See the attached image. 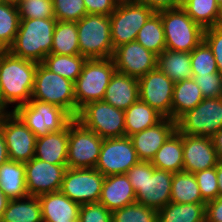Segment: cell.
I'll return each instance as SVG.
<instances>
[{
	"label": "cell",
	"mask_w": 222,
	"mask_h": 222,
	"mask_svg": "<svg viewBox=\"0 0 222 222\" xmlns=\"http://www.w3.org/2000/svg\"><path fill=\"white\" fill-rule=\"evenodd\" d=\"M125 174L137 203L158 211L171 202L172 172L155 168L150 161H139Z\"/></svg>",
	"instance_id": "6da1fadb"
},
{
	"label": "cell",
	"mask_w": 222,
	"mask_h": 222,
	"mask_svg": "<svg viewBox=\"0 0 222 222\" xmlns=\"http://www.w3.org/2000/svg\"><path fill=\"white\" fill-rule=\"evenodd\" d=\"M36 62L12 55L6 50L0 59V87L8 105L14 109L27 104L34 88Z\"/></svg>",
	"instance_id": "7a4b0ae2"
},
{
	"label": "cell",
	"mask_w": 222,
	"mask_h": 222,
	"mask_svg": "<svg viewBox=\"0 0 222 222\" xmlns=\"http://www.w3.org/2000/svg\"><path fill=\"white\" fill-rule=\"evenodd\" d=\"M56 23L55 18L20 19L15 40L8 51L16 57L42 63L51 54Z\"/></svg>",
	"instance_id": "3957f363"
},
{
	"label": "cell",
	"mask_w": 222,
	"mask_h": 222,
	"mask_svg": "<svg viewBox=\"0 0 222 222\" xmlns=\"http://www.w3.org/2000/svg\"><path fill=\"white\" fill-rule=\"evenodd\" d=\"M115 71L112 58L87 59L74 83L76 117L86 104L104 99L106 88Z\"/></svg>",
	"instance_id": "277c9868"
},
{
	"label": "cell",
	"mask_w": 222,
	"mask_h": 222,
	"mask_svg": "<svg viewBox=\"0 0 222 222\" xmlns=\"http://www.w3.org/2000/svg\"><path fill=\"white\" fill-rule=\"evenodd\" d=\"M158 13L164 28L166 49L191 53L204 40L205 29L182 8Z\"/></svg>",
	"instance_id": "5b68a950"
},
{
	"label": "cell",
	"mask_w": 222,
	"mask_h": 222,
	"mask_svg": "<svg viewBox=\"0 0 222 222\" xmlns=\"http://www.w3.org/2000/svg\"><path fill=\"white\" fill-rule=\"evenodd\" d=\"M80 55L87 59L112 58L110 16L86 14L77 21Z\"/></svg>",
	"instance_id": "8992f818"
},
{
	"label": "cell",
	"mask_w": 222,
	"mask_h": 222,
	"mask_svg": "<svg viewBox=\"0 0 222 222\" xmlns=\"http://www.w3.org/2000/svg\"><path fill=\"white\" fill-rule=\"evenodd\" d=\"M31 100L52 103L76 118L74 82L37 64Z\"/></svg>",
	"instance_id": "52a82bcc"
},
{
	"label": "cell",
	"mask_w": 222,
	"mask_h": 222,
	"mask_svg": "<svg viewBox=\"0 0 222 222\" xmlns=\"http://www.w3.org/2000/svg\"><path fill=\"white\" fill-rule=\"evenodd\" d=\"M14 113L33 132L36 138L63 130L74 118L52 103L30 100L13 109Z\"/></svg>",
	"instance_id": "ba28073f"
},
{
	"label": "cell",
	"mask_w": 222,
	"mask_h": 222,
	"mask_svg": "<svg viewBox=\"0 0 222 222\" xmlns=\"http://www.w3.org/2000/svg\"><path fill=\"white\" fill-rule=\"evenodd\" d=\"M84 127L103 139L125 136L124 110L102 101H94L82 107L75 118Z\"/></svg>",
	"instance_id": "9c48e42d"
},
{
	"label": "cell",
	"mask_w": 222,
	"mask_h": 222,
	"mask_svg": "<svg viewBox=\"0 0 222 222\" xmlns=\"http://www.w3.org/2000/svg\"><path fill=\"white\" fill-rule=\"evenodd\" d=\"M154 13L149 7L133 0H120L110 15V32L113 48L134 42L139 30Z\"/></svg>",
	"instance_id": "30bf717a"
},
{
	"label": "cell",
	"mask_w": 222,
	"mask_h": 222,
	"mask_svg": "<svg viewBox=\"0 0 222 222\" xmlns=\"http://www.w3.org/2000/svg\"><path fill=\"white\" fill-rule=\"evenodd\" d=\"M221 128L222 97L204 98L176 121V130L183 135L211 138Z\"/></svg>",
	"instance_id": "8fae6325"
},
{
	"label": "cell",
	"mask_w": 222,
	"mask_h": 222,
	"mask_svg": "<svg viewBox=\"0 0 222 222\" xmlns=\"http://www.w3.org/2000/svg\"><path fill=\"white\" fill-rule=\"evenodd\" d=\"M103 138L75 118L68 124L67 168H95Z\"/></svg>",
	"instance_id": "7c38bea8"
},
{
	"label": "cell",
	"mask_w": 222,
	"mask_h": 222,
	"mask_svg": "<svg viewBox=\"0 0 222 222\" xmlns=\"http://www.w3.org/2000/svg\"><path fill=\"white\" fill-rule=\"evenodd\" d=\"M104 179L95 168H67L60 191L79 205L98 203Z\"/></svg>",
	"instance_id": "4fadbf2b"
},
{
	"label": "cell",
	"mask_w": 222,
	"mask_h": 222,
	"mask_svg": "<svg viewBox=\"0 0 222 222\" xmlns=\"http://www.w3.org/2000/svg\"><path fill=\"white\" fill-rule=\"evenodd\" d=\"M139 161L130 137L107 138L103 139L95 169L105 177L125 174Z\"/></svg>",
	"instance_id": "5bb4252c"
},
{
	"label": "cell",
	"mask_w": 222,
	"mask_h": 222,
	"mask_svg": "<svg viewBox=\"0 0 222 222\" xmlns=\"http://www.w3.org/2000/svg\"><path fill=\"white\" fill-rule=\"evenodd\" d=\"M9 160L28 162L35 157L36 136L15 114L0 119Z\"/></svg>",
	"instance_id": "9a60e30c"
},
{
	"label": "cell",
	"mask_w": 222,
	"mask_h": 222,
	"mask_svg": "<svg viewBox=\"0 0 222 222\" xmlns=\"http://www.w3.org/2000/svg\"><path fill=\"white\" fill-rule=\"evenodd\" d=\"M139 99L164 118H171V104L175 83L158 68L138 79Z\"/></svg>",
	"instance_id": "2e32d148"
},
{
	"label": "cell",
	"mask_w": 222,
	"mask_h": 222,
	"mask_svg": "<svg viewBox=\"0 0 222 222\" xmlns=\"http://www.w3.org/2000/svg\"><path fill=\"white\" fill-rule=\"evenodd\" d=\"M67 165L51 164L33 157L25 162L27 192L32 196L60 191Z\"/></svg>",
	"instance_id": "e0dca14e"
},
{
	"label": "cell",
	"mask_w": 222,
	"mask_h": 222,
	"mask_svg": "<svg viewBox=\"0 0 222 222\" xmlns=\"http://www.w3.org/2000/svg\"><path fill=\"white\" fill-rule=\"evenodd\" d=\"M112 59L116 71L136 79L157 68V55L136 41L115 48Z\"/></svg>",
	"instance_id": "ac0fdd59"
},
{
	"label": "cell",
	"mask_w": 222,
	"mask_h": 222,
	"mask_svg": "<svg viewBox=\"0 0 222 222\" xmlns=\"http://www.w3.org/2000/svg\"><path fill=\"white\" fill-rule=\"evenodd\" d=\"M218 161L210 137L183 135V171L199 172L216 167Z\"/></svg>",
	"instance_id": "d6986e66"
},
{
	"label": "cell",
	"mask_w": 222,
	"mask_h": 222,
	"mask_svg": "<svg viewBox=\"0 0 222 222\" xmlns=\"http://www.w3.org/2000/svg\"><path fill=\"white\" fill-rule=\"evenodd\" d=\"M176 131V121L163 118L156 125L130 136L140 161H152L156 152Z\"/></svg>",
	"instance_id": "ffe728a7"
},
{
	"label": "cell",
	"mask_w": 222,
	"mask_h": 222,
	"mask_svg": "<svg viewBox=\"0 0 222 222\" xmlns=\"http://www.w3.org/2000/svg\"><path fill=\"white\" fill-rule=\"evenodd\" d=\"M43 222H78L81 205L61 191L38 196Z\"/></svg>",
	"instance_id": "44dd1931"
},
{
	"label": "cell",
	"mask_w": 222,
	"mask_h": 222,
	"mask_svg": "<svg viewBox=\"0 0 222 222\" xmlns=\"http://www.w3.org/2000/svg\"><path fill=\"white\" fill-rule=\"evenodd\" d=\"M136 202V193L126 174L106 176L99 203L111 212Z\"/></svg>",
	"instance_id": "7402d4cb"
},
{
	"label": "cell",
	"mask_w": 222,
	"mask_h": 222,
	"mask_svg": "<svg viewBox=\"0 0 222 222\" xmlns=\"http://www.w3.org/2000/svg\"><path fill=\"white\" fill-rule=\"evenodd\" d=\"M138 99V79L115 71L106 88L103 101L125 111Z\"/></svg>",
	"instance_id": "603a6c76"
},
{
	"label": "cell",
	"mask_w": 222,
	"mask_h": 222,
	"mask_svg": "<svg viewBox=\"0 0 222 222\" xmlns=\"http://www.w3.org/2000/svg\"><path fill=\"white\" fill-rule=\"evenodd\" d=\"M67 149L68 125L63 130L36 138L35 158L51 164L67 165Z\"/></svg>",
	"instance_id": "cb8c5ba5"
},
{
	"label": "cell",
	"mask_w": 222,
	"mask_h": 222,
	"mask_svg": "<svg viewBox=\"0 0 222 222\" xmlns=\"http://www.w3.org/2000/svg\"><path fill=\"white\" fill-rule=\"evenodd\" d=\"M0 188L9 200L28 196L25 163L12 160L3 163L0 166Z\"/></svg>",
	"instance_id": "d4e9b609"
},
{
	"label": "cell",
	"mask_w": 222,
	"mask_h": 222,
	"mask_svg": "<svg viewBox=\"0 0 222 222\" xmlns=\"http://www.w3.org/2000/svg\"><path fill=\"white\" fill-rule=\"evenodd\" d=\"M204 99L193 78L176 82L171 104V119L177 121L183 114L196 107Z\"/></svg>",
	"instance_id": "484cf974"
},
{
	"label": "cell",
	"mask_w": 222,
	"mask_h": 222,
	"mask_svg": "<svg viewBox=\"0 0 222 222\" xmlns=\"http://www.w3.org/2000/svg\"><path fill=\"white\" fill-rule=\"evenodd\" d=\"M151 163L155 168L172 173L183 171V134L176 130L159 148Z\"/></svg>",
	"instance_id": "4316f807"
},
{
	"label": "cell",
	"mask_w": 222,
	"mask_h": 222,
	"mask_svg": "<svg viewBox=\"0 0 222 222\" xmlns=\"http://www.w3.org/2000/svg\"><path fill=\"white\" fill-rule=\"evenodd\" d=\"M157 68L174 83L193 78L188 52L165 49L157 56Z\"/></svg>",
	"instance_id": "83f0119b"
},
{
	"label": "cell",
	"mask_w": 222,
	"mask_h": 222,
	"mask_svg": "<svg viewBox=\"0 0 222 222\" xmlns=\"http://www.w3.org/2000/svg\"><path fill=\"white\" fill-rule=\"evenodd\" d=\"M125 115V136L130 137L159 123L164 117L147 103L138 99L128 109Z\"/></svg>",
	"instance_id": "f1b7e54d"
},
{
	"label": "cell",
	"mask_w": 222,
	"mask_h": 222,
	"mask_svg": "<svg viewBox=\"0 0 222 222\" xmlns=\"http://www.w3.org/2000/svg\"><path fill=\"white\" fill-rule=\"evenodd\" d=\"M0 222H43L38 196L9 200Z\"/></svg>",
	"instance_id": "f546056e"
},
{
	"label": "cell",
	"mask_w": 222,
	"mask_h": 222,
	"mask_svg": "<svg viewBox=\"0 0 222 222\" xmlns=\"http://www.w3.org/2000/svg\"><path fill=\"white\" fill-rule=\"evenodd\" d=\"M206 203H168L157 211L158 222H205Z\"/></svg>",
	"instance_id": "4dcf8cb0"
},
{
	"label": "cell",
	"mask_w": 222,
	"mask_h": 222,
	"mask_svg": "<svg viewBox=\"0 0 222 222\" xmlns=\"http://www.w3.org/2000/svg\"><path fill=\"white\" fill-rule=\"evenodd\" d=\"M171 202L177 204L206 203L202 199L194 173L185 171L173 173Z\"/></svg>",
	"instance_id": "1f68e13d"
},
{
	"label": "cell",
	"mask_w": 222,
	"mask_h": 222,
	"mask_svg": "<svg viewBox=\"0 0 222 222\" xmlns=\"http://www.w3.org/2000/svg\"><path fill=\"white\" fill-rule=\"evenodd\" d=\"M51 53L80 55L77 22L57 21L53 34Z\"/></svg>",
	"instance_id": "d6a6232c"
},
{
	"label": "cell",
	"mask_w": 222,
	"mask_h": 222,
	"mask_svg": "<svg viewBox=\"0 0 222 222\" xmlns=\"http://www.w3.org/2000/svg\"><path fill=\"white\" fill-rule=\"evenodd\" d=\"M136 42L140 43L147 50L159 56L166 49L164 28L161 15L154 12L139 30Z\"/></svg>",
	"instance_id": "836d02e7"
},
{
	"label": "cell",
	"mask_w": 222,
	"mask_h": 222,
	"mask_svg": "<svg viewBox=\"0 0 222 222\" xmlns=\"http://www.w3.org/2000/svg\"><path fill=\"white\" fill-rule=\"evenodd\" d=\"M181 8L204 29L220 25V7L215 0H183Z\"/></svg>",
	"instance_id": "e575fe53"
},
{
	"label": "cell",
	"mask_w": 222,
	"mask_h": 222,
	"mask_svg": "<svg viewBox=\"0 0 222 222\" xmlns=\"http://www.w3.org/2000/svg\"><path fill=\"white\" fill-rule=\"evenodd\" d=\"M87 58L82 55H47L42 64L50 71L75 83Z\"/></svg>",
	"instance_id": "d590c367"
},
{
	"label": "cell",
	"mask_w": 222,
	"mask_h": 222,
	"mask_svg": "<svg viewBox=\"0 0 222 222\" xmlns=\"http://www.w3.org/2000/svg\"><path fill=\"white\" fill-rule=\"evenodd\" d=\"M20 23L17 4L7 1L0 4V47L8 50L13 44Z\"/></svg>",
	"instance_id": "8d00e7d4"
},
{
	"label": "cell",
	"mask_w": 222,
	"mask_h": 222,
	"mask_svg": "<svg viewBox=\"0 0 222 222\" xmlns=\"http://www.w3.org/2000/svg\"><path fill=\"white\" fill-rule=\"evenodd\" d=\"M112 222H158V213L156 209L135 202L113 211Z\"/></svg>",
	"instance_id": "74e56055"
},
{
	"label": "cell",
	"mask_w": 222,
	"mask_h": 222,
	"mask_svg": "<svg viewBox=\"0 0 222 222\" xmlns=\"http://www.w3.org/2000/svg\"><path fill=\"white\" fill-rule=\"evenodd\" d=\"M191 70L192 75L218 72L213 52L204 40L191 52Z\"/></svg>",
	"instance_id": "f35d334b"
},
{
	"label": "cell",
	"mask_w": 222,
	"mask_h": 222,
	"mask_svg": "<svg viewBox=\"0 0 222 222\" xmlns=\"http://www.w3.org/2000/svg\"><path fill=\"white\" fill-rule=\"evenodd\" d=\"M20 19L55 18L52 0H18Z\"/></svg>",
	"instance_id": "ab89813d"
},
{
	"label": "cell",
	"mask_w": 222,
	"mask_h": 222,
	"mask_svg": "<svg viewBox=\"0 0 222 222\" xmlns=\"http://www.w3.org/2000/svg\"><path fill=\"white\" fill-rule=\"evenodd\" d=\"M57 21L77 22L87 14L84 0H52Z\"/></svg>",
	"instance_id": "60d3db41"
},
{
	"label": "cell",
	"mask_w": 222,
	"mask_h": 222,
	"mask_svg": "<svg viewBox=\"0 0 222 222\" xmlns=\"http://www.w3.org/2000/svg\"><path fill=\"white\" fill-rule=\"evenodd\" d=\"M202 199L207 203L219 197L216 167L194 173Z\"/></svg>",
	"instance_id": "b9f144b4"
},
{
	"label": "cell",
	"mask_w": 222,
	"mask_h": 222,
	"mask_svg": "<svg viewBox=\"0 0 222 222\" xmlns=\"http://www.w3.org/2000/svg\"><path fill=\"white\" fill-rule=\"evenodd\" d=\"M204 98L222 97V75L219 72L208 75H193Z\"/></svg>",
	"instance_id": "7bdbcfd3"
},
{
	"label": "cell",
	"mask_w": 222,
	"mask_h": 222,
	"mask_svg": "<svg viewBox=\"0 0 222 222\" xmlns=\"http://www.w3.org/2000/svg\"><path fill=\"white\" fill-rule=\"evenodd\" d=\"M78 222H112V212L99 202L83 204Z\"/></svg>",
	"instance_id": "ee69618b"
},
{
	"label": "cell",
	"mask_w": 222,
	"mask_h": 222,
	"mask_svg": "<svg viewBox=\"0 0 222 222\" xmlns=\"http://www.w3.org/2000/svg\"><path fill=\"white\" fill-rule=\"evenodd\" d=\"M204 41L211 48L218 72L222 75V25L206 28L204 30Z\"/></svg>",
	"instance_id": "f6af8a7d"
},
{
	"label": "cell",
	"mask_w": 222,
	"mask_h": 222,
	"mask_svg": "<svg viewBox=\"0 0 222 222\" xmlns=\"http://www.w3.org/2000/svg\"><path fill=\"white\" fill-rule=\"evenodd\" d=\"M120 0H84L87 14L110 16Z\"/></svg>",
	"instance_id": "bcb514c9"
},
{
	"label": "cell",
	"mask_w": 222,
	"mask_h": 222,
	"mask_svg": "<svg viewBox=\"0 0 222 222\" xmlns=\"http://www.w3.org/2000/svg\"><path fill=\"white\" fill-rule=\"evenodd\" d=\"M136 3L143 4L154 12L162 10L178 9L182 7L183 0H133Z\"/></svg>",
	"instance_id": "7dc6e473"
},
{
	"label": "cell",
	"mask_w": 222,
	"mask_h": 222,
	"mask_svg": "<svg viewBox=\"0 0 222 222\" xmlns=\"http://www.w3.org/2000/svg\"><path fill=\"white\" fill-rule=\"evenodd\" d=\"M205 222H222V196L206 203Z\"/></svg>",
	"instance_id": "c3c4849f"
},
{
	"label": "cell",
	"mask_w": 222,
	"mask_h": 222,
	"mask_svg": "<svg viewBox=\"0 0 222 222\" xmlns=\"http://www.w3.org/2000/svg\"><path fill=\"white\" fill-rule=\"evenodd\" d=\"M216 155L219 161H222V128L211 137Z\"/></svg>",
	"instance_id": "681fc988"
},
{
	"label": "cell",
	"mask_w": 222,
	"mask_h": 222,
	"mask_svg": "<svg viewBox=\"0 0 222 222\" xmlns=\"http://www.w3.org/2000/svg\"><path fill=\"white\" fill-rule=\"evenodd\" d=\"M9 160L4 135L0 129V166Z\"/></svg>",
	"instance_id": "f907efd6"
},
{
	"label": "cell",
	"mask_w": 222,
	"mask_h": 222,
	"mask_svg": "<svg viewBox=\"0 0 222 222\" xmlns=\"http://www.w3.org/2000/svg\"><path fill=\"white\" fill-rule=\"evenodd\" d=\"M9 105L6 103L2 91H1V87H0V119L3 118L4 116L10 115L12 113H14V110H9L8 108Z\"/></svg>",
	"instance_id": "816d5d0a"
},
{
	"label": "cell",
	"mask_w": 222,
	"mask_h": 222,
	"mask_svg": "<svg viewBox=\"0 0 222 222\" xmlns=\"http://www.w3.org/2000/svg\"><path fill=\"white\" fill-rule=\"evenodd\" d=\"M216 175L219 188V196H222V161H218L216 166Z\"/></svg>",
	"instance_id": "f5cc1de1"
},
{
	"label": "cell",
	"mask_w": 222,
	"mask_h": 222,
	"mask_svg": "<svg viewBox=\"0 0 222 222\" xmlns=\"http://www.w3.org/2000/svg\"><path fill=\"white\" fill-rule=\"evenodd\" d=\"M9 199L5 196L2 189L0 188V221L2 219L3 213L7 207Z\"/></svg>",
	"instance_id": "db71d44e"
},
{
	"label": "cell",
	"mask_w": 222,
	"mask_h": 222,
	"mask_svg": "<svg viewBox=\"0 0 222 222\" xmlns=\"http://www.w3.org/2000/svg\"><path fill=\"white\" fill-rule=\"evenodd\" d=\"M5 51H6V49L0 47V59H1V57H2V55H3V53H4Z\"/></svg>",
	"instance_id": "11a10c76"
},
{
	"label": "cell",
	"mask_w": 222,
	"mask_h": 222,
	"mask_svg": "<svg viewBox=\"0 0 222 222\" xmlns=\"http://www.w3.org/2000/svg\"><path fill=\"white\" fill-rule=\"evenodd\" d=\"M220 25H222V6L220 8Z\"/></svg>",
	"instance_id": "9f6ffc18"
},
{
	"label": "cell",
	"mask_w": 222,
	"mask_h": 222,
	"mask_svg": "<svg viewBox=\"0 0 222 222\" xmlns=\"http://www.w3.org/2000/svg\"><path fill=\"white\" fill-rule=\"evenodd\" d=\"M215 2L219 5V7L221 8L222 6V0H215Z\"/></svg>",
	"instance_id": "6f0895ef"
},
{
	"label": "cell",
	"mask_w": 222,
	"mask_h": 222,
	"mask_svg": "<svg viewBox=\"0 0 222 222\" xmlns=\"http://www.w3.org/2000/svg\"><path fill=\"white\" fill-rule=\"evenodd\" d=\"M7 1H10V0H0V4L4 3V2H7Z\"/></svg>",
	"instance_id": "680465c9"
}]
</instances>
